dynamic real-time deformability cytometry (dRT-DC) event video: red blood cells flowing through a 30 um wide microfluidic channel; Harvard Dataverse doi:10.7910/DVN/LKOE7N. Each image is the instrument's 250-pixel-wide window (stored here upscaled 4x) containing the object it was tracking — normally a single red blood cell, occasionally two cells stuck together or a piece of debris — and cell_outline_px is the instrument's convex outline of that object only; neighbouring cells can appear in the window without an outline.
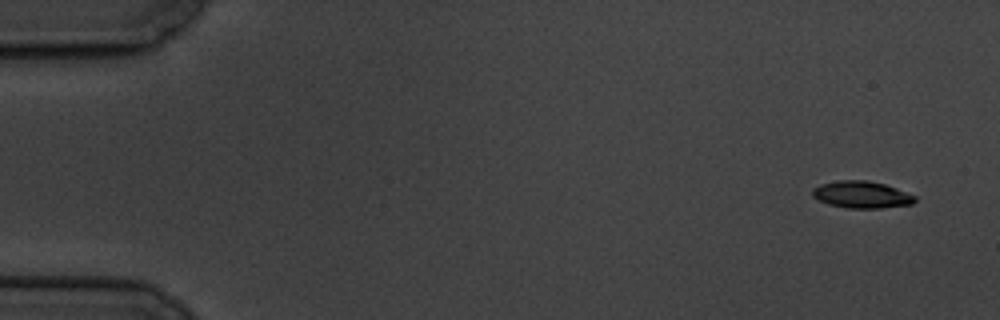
{"species": "common noctule bat (a hibernating species)", "species_latin": "Nyctalus noctula", "temperature_condition": "cold", "stored_images_in_passage": 6, "camera_frame_rate_fps": 3000, "um_per_image_px": 0.085, "animal": {"sex": "male", "body_mass_g": 19.5, "forearm_length_mm": 54.6}, "frame": {"image": 1, "passage_image": 1, "time_ms": 0.0, "image_size_px": [1000, 320], "cell_outline_px": [[916, 200], [912, 204], [880, 208], [848, 208], [828, 204], [812, 196], [812, 188], [820, 184], [840, 180], [868, 180], [884, 184], [896, 188], [916, 196]], "centroid_in_image_um": [73.23, 16.54], "position_along_channel_um": 11.8, "area_um2": 16.07}}
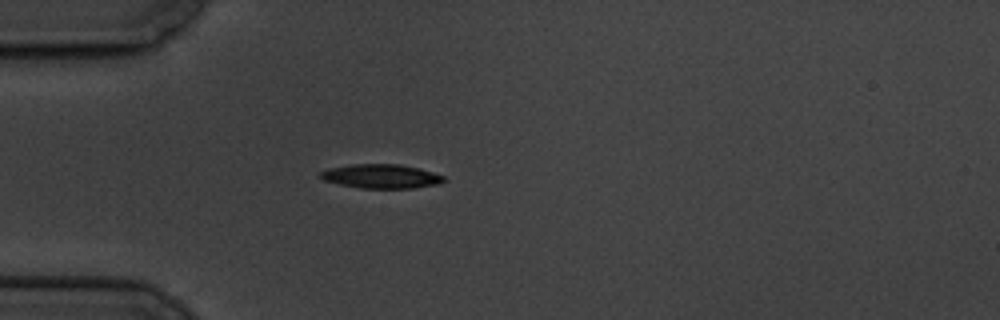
{"frame": {"image": 2, "passage_image": 5, "time_ms": 4.667, "image_size_px": [1000, 320], "cell_outline_px": [[444, 180], [440, 184], [412, 188], [360, 188], [340, 184], [324, 180], [320, 176], [320, 172], [328, 168], [352, 164], [400, 164], [420, 168], [444, 176]], "centroid_in_image_um": [32.41, 14.98], "position_along_channel_um": 52.6, "area_um2": 17.28}}